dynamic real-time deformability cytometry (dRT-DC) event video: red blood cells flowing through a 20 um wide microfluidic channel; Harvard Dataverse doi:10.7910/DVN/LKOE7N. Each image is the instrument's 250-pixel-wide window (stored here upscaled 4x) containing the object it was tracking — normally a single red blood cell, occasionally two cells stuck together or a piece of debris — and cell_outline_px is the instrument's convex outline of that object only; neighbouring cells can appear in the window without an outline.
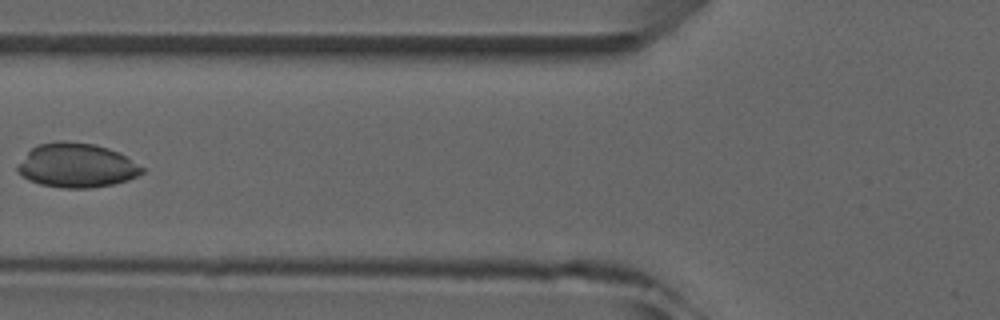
{"species": "common noctule bat (a hibernating species)", "species_latin": "Nyctalus noctula", "temperature_condition": "room temperature", "stored_images_in_passage": 7, "camera_frame_rate_fps": 3000, "um_per_image_px": 0.085, "animal": {"sex": "male", "forearm_length_mm": 52.5}, "frame": {"image": 1, "passage_image": 6, "time_ms": 6.0, "image_size_px": [1000, 320], "cell_outline_px": [[144, 172], [128, 180], [112, 184], [92, 188], [60, 188], [40, 184], [28, 180], [16, 172], [16, 164], [36, 144], [56, 140], [64, 140], [96, 144], [108, 148], [124, 156], [144, 168]], "centroid_in_image_um": [6.45, 14.05], "position_along_channel_um": 119.4, "area_um2": 32.31}}
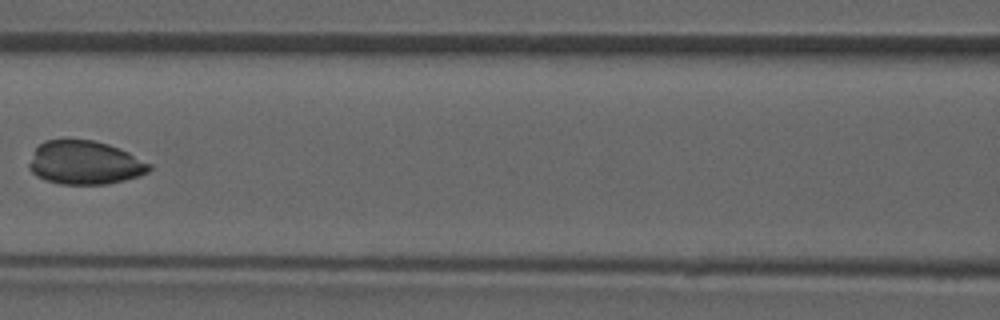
{"frame": {"image": 2, "passage_image": 7, "time_ms": 7.0, "image_size_px": [1000, 320], "cell_outline_px": [[152, 168], [148, 172], [140, 176], [108, 184], [60, 184], [44, 180], [36, 176], [28, 168], [28, 164], [36, 148], [44, 140], [92, 140], [108, 144], [120, 148], [152, 164]], "centroid_in_image_um": [7.22, 13.84], "position_along_channel_um": 159.4, "area_um2": 30.63}}